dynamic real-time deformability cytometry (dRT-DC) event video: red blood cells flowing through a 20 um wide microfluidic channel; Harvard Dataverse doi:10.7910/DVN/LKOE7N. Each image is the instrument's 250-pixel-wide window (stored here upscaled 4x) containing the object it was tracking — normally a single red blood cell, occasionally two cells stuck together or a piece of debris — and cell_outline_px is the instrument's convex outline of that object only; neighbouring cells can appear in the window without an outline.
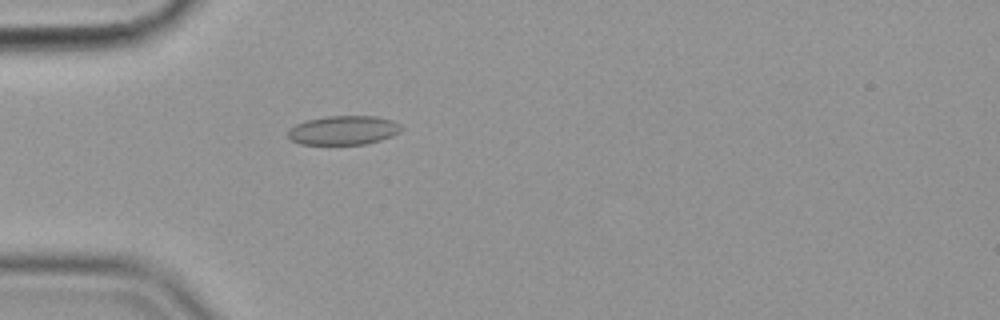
{"species": "common noctule bat (a hibernating species)", "species_latin": "Nyctalus noctula", "temperature_condition": "cold", "stored_images_in_passage": 56, "camera_frame_rate_fps": 3000, "um_per_image_px": 0.085, "animal": {"sex": "female", "body_mass_g": 19.9}, "frame": {"image": 1, "passage_image": 17, "time_ms": 5.333, "image_size_px": [1000, 320], "cell_outline_px": [[404, 128], [400, 132], [392, 136], [380, 140], [364, 144], [300, 144], [292, 140], [288, 136], [288, 132], [296, 124], [304, 120], [328, 116], [376, 116], [392, 120], [400, 124]], "centroid_in_image_um": [29.23, 11.06], "position_along_channel_um": 55.8, "area_um2": 19.19}}
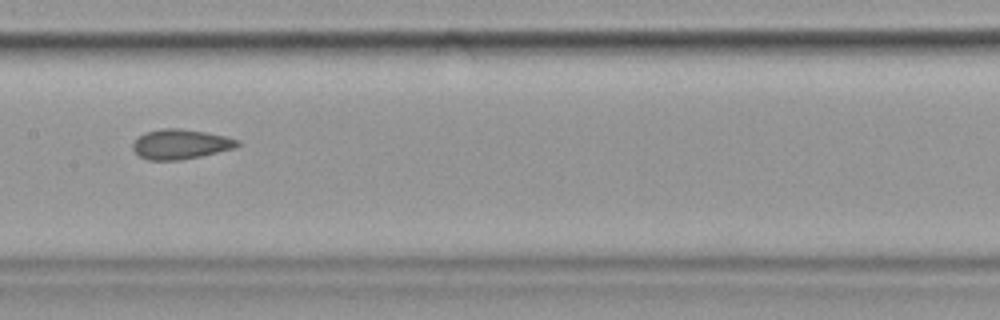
{"frame": {"image": 2, "passage_image": 29, "time_ms": 9.333, "image_size_px": [1000, 320], "cell_outline_px": [[240, 144], [236, 148], [200, 156], [180, 160], [148, 160], [140, 156], [132, 148], [132, 144], [144, 132], [164, 128], [180, 128], [228, 136], [240, 140]], "centroid_in_image_um": [15.38, 12.25], "position_along_channel_um": 192.0, "area_um2": 18.21}}
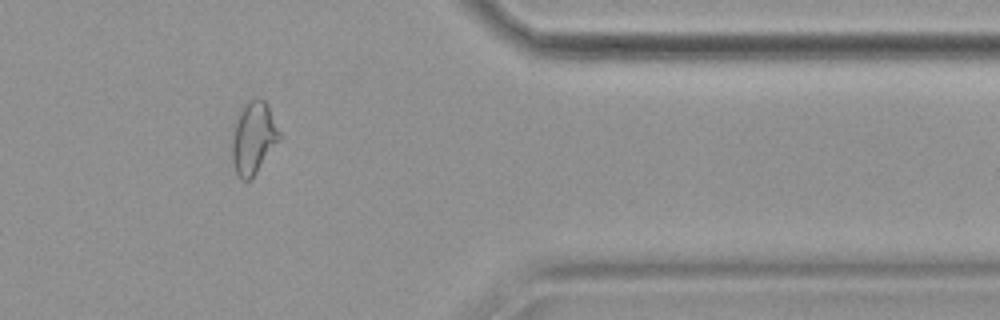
{"frame": {"image": 3, "passage_image": 47, "time_ms": 15.333, "image_size_px": [1000, 320], "cell_outline_px": [[280, 140], [256, 172], [248, 180], [240, 180], [232, 164], [228, 140], [240, 112], [244, 104], [248, 100], [264, 100], [280, 132]], "centroid_in_image_um": [21.47, 11.77], "position_along_channel_um": 389.9, "area_um2": 20.0}, "authors_computed_cell_mechanics": {"area_um2": 19.1896, "velocity_mm_per_s": 3.5854, "shape_relaxation_time_tau1_ms": null, "shape_relaxation_time_tau2_ms": 1.736, "deformation_change_tau1": null, "deformation_change_tau2": 0.0534}}